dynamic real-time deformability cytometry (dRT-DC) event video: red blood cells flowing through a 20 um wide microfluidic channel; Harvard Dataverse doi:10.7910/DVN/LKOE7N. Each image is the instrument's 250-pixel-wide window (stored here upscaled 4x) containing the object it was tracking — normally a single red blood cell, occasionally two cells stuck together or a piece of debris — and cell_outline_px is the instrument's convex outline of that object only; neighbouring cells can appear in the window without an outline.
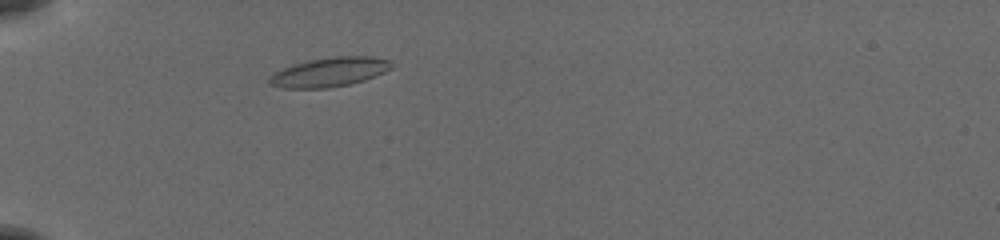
{"species": "common noctule bat (a hibernating species)", "species_latin": "Nyctalus noctula", "temperature_condition": "cold", "stored_images_in_passage": 43, "camera_frame_rate_fps": 3000, "um_per_image_px": 0.085, "animal": {"sex": "female", "body_mass_g": 19.5, "forearm_length_mm": 54.1}, "frame": {"image": 1, "passage_image": 7, "time_ms": 2.0, "image_size_px": [1000, 240], "cell_outline_px": [[392, 68], [384, 72], [364, 80], [352, 84], [328, 88], [284, 88], [268, 84], [268, 76], [292, 64], [312, 60], [336, 56], [372, 56], [388, 60], [392, 64]], "centroid_in_image_um": [27.99, 6.13], "position_along_channel_um": 57.0, "area_um2": 20.75}}
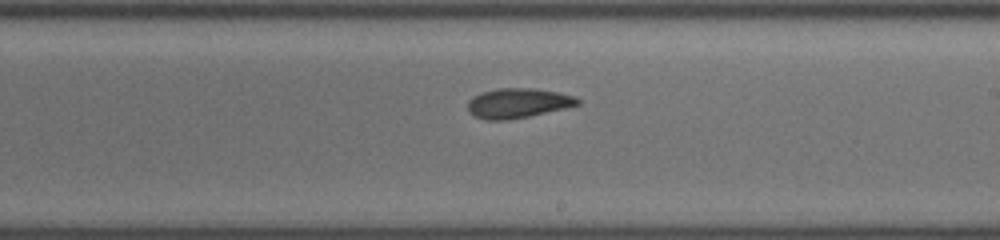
{"frame": {"image": 2, "passage_image": 23, "time_ms": 7.333, "image_size_px": [1000, 240], "cell_outline_px": [[580, 104], [564, 108], [528, 116], [504, 120], [484, 120], [468, 112], [468, 100], [472, 96], [484, 92], [500, 88], [536, 88], [560, 92], [576, 96], [580, 100]], "centroid_in_image_um": [44.03, 8.75], "position_along_channel_um": 245.0, "area_um2": 19.02}}
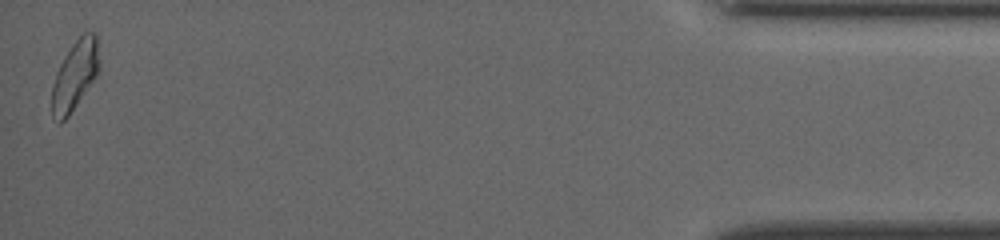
{"frame": {"image": 3, "passage_image": 43, "time_ms": 14.0, "image_size_px": [1000, 240], "cell_outline_px": [[100, 68], [96, 76], [68, 116], [60, 124], [52, 116], [52, 84], [56, 72], [64, 56], [72, 44], [84, 32], [96, 32], [100, 60]], "centroid_in_image_um": [6.37, 6.37], "position_along_channel_um": 428.8, "area_um2": 19.13}, "authors_computed_cell_mechanics": {"area_um2": 18.9006, "velocity_mm_per_s": 3.8772, "shape_relaxation_time_tau1_ms": 5.7294, "shape_relaxation_time_tau2_ms": 3.4622, "deformation_change_tau1": 0.155, "deformation_change_tau2": 0.096}}